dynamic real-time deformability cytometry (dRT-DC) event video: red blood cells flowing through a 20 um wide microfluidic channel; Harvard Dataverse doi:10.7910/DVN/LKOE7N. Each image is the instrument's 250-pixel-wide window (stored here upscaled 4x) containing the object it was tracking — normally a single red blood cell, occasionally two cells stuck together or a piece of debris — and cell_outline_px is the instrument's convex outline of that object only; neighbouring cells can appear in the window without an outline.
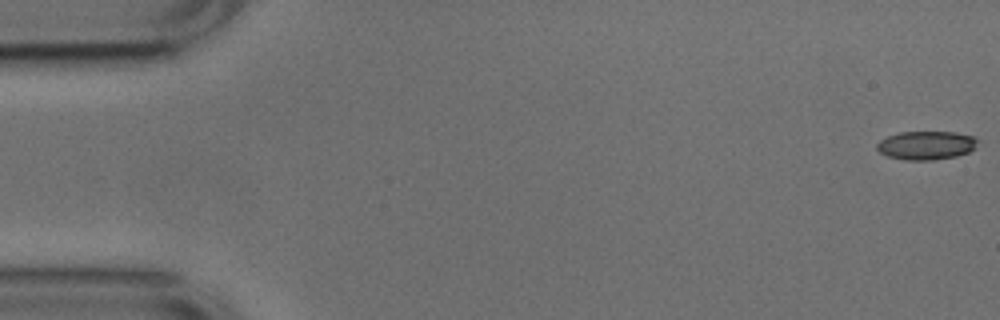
{"species": "common noctule bat (a hibernating species)", "species_latin": "Nyctalus noctula", "temperature_condition": "cold", "stored_images_in_passage": 13, "camera_frame_rate_fps": 3000, "um_per_image_px": 0.085, "animal": {"sex": "male", "body_mass_g": 17.9, "forearm_length_mm": 54.2}, "frame": {"image": 1, "passage_image": 1, "time_ms": 0.0, "image_size_px": [1000, 320], "cell_outline_px": [[976, 140], [972, 148], [968, 152], [956, 156], [932, 160], [904, 160], [888, 156], [880, 152], [876, 148], [876, 144], [880, 140], [888, 136], [900, 132], [956, 132], [972, 136]], "centroid_in_image_um": [78.66, 12.35], "position_along_channel_um": 6.3, "area_um2": 16.53}}